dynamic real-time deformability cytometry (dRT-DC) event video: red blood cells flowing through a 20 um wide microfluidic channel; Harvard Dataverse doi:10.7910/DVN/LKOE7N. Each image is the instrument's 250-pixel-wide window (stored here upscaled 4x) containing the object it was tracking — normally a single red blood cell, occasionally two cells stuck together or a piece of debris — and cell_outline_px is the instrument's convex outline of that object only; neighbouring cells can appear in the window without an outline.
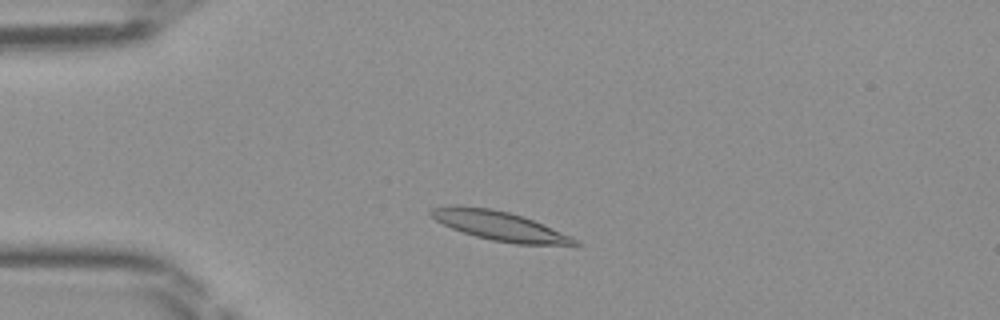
{"species": "Egyptian fruit bat (a non-hibernating species)", "species_latin": "Rousettus aegyptiacus", "temperature_condition": "room temperature", "stored_images_in_passage": 38, "camera_frame_rate_fps": 3000, "um_per_image_px": 0.085, "frame": {"image": 1, "passage_image": 2, "time_ms": 0.333, "image_size_px": [1000, 320], "cell_outline_px": [[580, 244], [516, 244], [492, 240], [476, 236], [452, 228], [436, 220], [428, 212], [432, 208], [456, 204], [492, 208], [524, 216], [572, 236], [580, 240]], "centroid_in_image_um": [42.45, 19.17], "position_along_channel_um": 42.5, "area_um2": 24.39}}
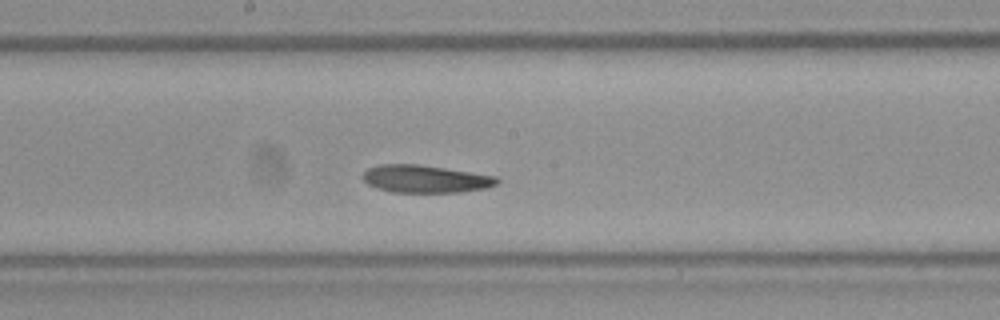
{"frame": {"image": 2, "passage_image": 16, "time_ms": 5.0, "image_size_px": [1000, 320], "cell_outline_px": [[500, 180], [496, 184], [488, 188], [460, 192], [392, 192], [376, 188], [368, 184], [364, 180], [364, 172], [368, 168], [380, 164], [416, 164], [444, 168], [496, 176]], "centroid_in_image_um": [36.16, 15.21], "position_along_channel_um": 212.0, "area_um2": 21.44}}
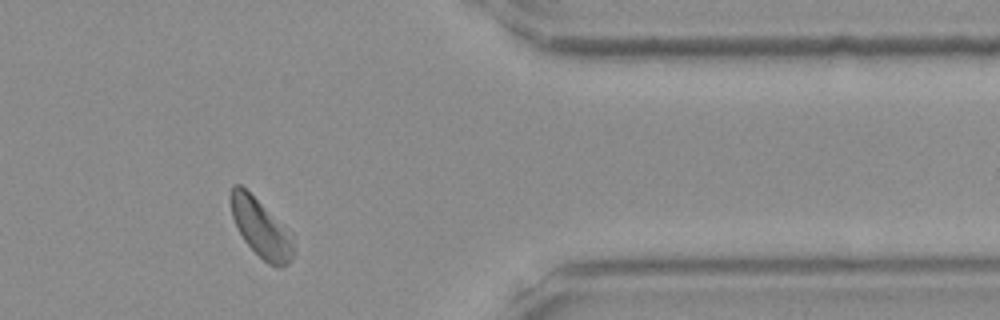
{"frame": {"image": 3, "passage_image": 30, "time_ms": 9.667, "image_size_px": [1000, 320], "cell_outline_px": [[292, 260], [288, 264], [268, 264], [244, 240], [232, 216], [228, 196], [232, 184], [240, 184], [292, 232]], "centroid_in_image_um": [22.14, 19.32], "position_along_channel_um": 389.3, "area_um2": 20.87}}